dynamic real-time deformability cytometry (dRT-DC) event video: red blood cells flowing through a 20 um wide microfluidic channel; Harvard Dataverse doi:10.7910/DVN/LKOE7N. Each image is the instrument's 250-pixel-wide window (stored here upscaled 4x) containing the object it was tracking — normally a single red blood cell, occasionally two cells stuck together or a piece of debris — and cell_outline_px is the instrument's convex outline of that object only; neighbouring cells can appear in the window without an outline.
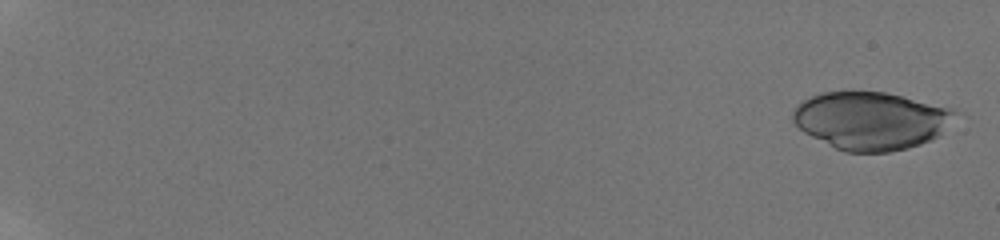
{"species": "human", "species_latin": "Homo sapiens", "temperature_condition": "room temperature", "stored_images_in_passage": 55, "camera_frame_rate_fps": 3000, "um_per_image_px": 0.085, "donor": {"sex": "male"}, "frame": {"image": 1, "passage_image": 1, "time_ms": 0.0, "image_size_px": [1000, 240], "cell_outline_px": [[960, 112], [932, 140], [908, 148], [888, 152], [844, 152], [804, 132], [792, 120], [792, 112], [796, 104], [820, 92], [884, 92], [956, 108]], "centroid_in_image_um": [74.04, 10.24], "position_along_channel_um": 11.0, "area_um2": 54.56}}